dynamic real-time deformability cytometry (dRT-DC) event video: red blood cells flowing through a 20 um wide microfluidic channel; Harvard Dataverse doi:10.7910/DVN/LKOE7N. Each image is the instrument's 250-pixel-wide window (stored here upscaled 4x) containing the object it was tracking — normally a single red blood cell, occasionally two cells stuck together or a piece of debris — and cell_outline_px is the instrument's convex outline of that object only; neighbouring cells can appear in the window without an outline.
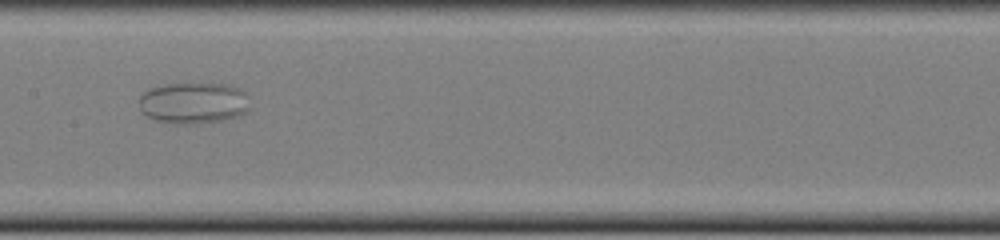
{"species": "common noctule bat (a hibernating species)", "species_latin": "Nyctalus noctula", "temperature_condition": "cold", "stored_images_in_passage": 49, "camera_frame_rate_fps": 3000, "um_per_image_px": 0.085, "animal": {"sex": "female", "body_mass_g": 22.0, "forearm_length_mm": 56.7}, "frame": {"image": 1, "passage_image": 22, "time_ms": 7.0, "image_size_px": [1000, 240], "cell_outline_px": [[248, 112], [236, 116], [220, 120], [188, 124], [172, 124], [156, 120], [140, 112], [140, 96], [148, 88], [164, 84], [232, 84], [240, 88], [244, 92], [248, 108]], "centroid_in_image_um": [16.4, 8.74], "position_along_channel_um": 191.0, "area_um2": 26.59}}